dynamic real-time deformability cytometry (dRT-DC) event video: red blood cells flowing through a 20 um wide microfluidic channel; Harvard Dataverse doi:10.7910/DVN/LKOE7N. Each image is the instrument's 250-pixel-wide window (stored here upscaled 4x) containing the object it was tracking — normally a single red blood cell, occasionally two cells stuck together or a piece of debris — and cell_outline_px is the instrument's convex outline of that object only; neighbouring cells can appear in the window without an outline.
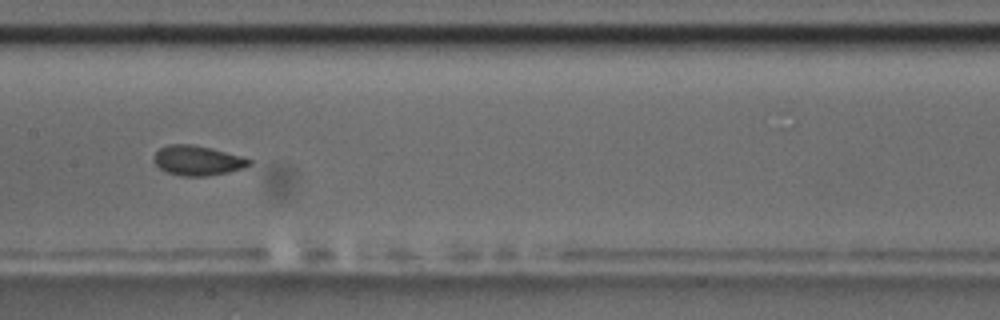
{"species": "common noctule bat (a hibernating species)", "species_latin": "Nyctalus noctula", "temperature_condition": "room temperature", "stored_images_in_passage": 8, "camera_frame_rate_fps": 3000, "um_per_image_px": 0.085, "animal": {"sex": "male", "body_mass_g": 17.5, "forearm_length_mm": 52.3}, "frame": {"image": 1, "passage_image": 8, "time_ms": 8.333, "image_size_px": [1000, 320], "cell_outline_px": [[252, 164], [244, 168], [228, 172], [204, 176], [184, 176], [168, 172], [160, 168], [152, 160], [152, 156], [160, 148], [168, 144], [192, 144], [212, 148], [240, 156], [252, 160]], "centroid_in_image_um": [16.78, 13.63], "position_along_channel_um": 190.6, "area_um2": 16.53}}